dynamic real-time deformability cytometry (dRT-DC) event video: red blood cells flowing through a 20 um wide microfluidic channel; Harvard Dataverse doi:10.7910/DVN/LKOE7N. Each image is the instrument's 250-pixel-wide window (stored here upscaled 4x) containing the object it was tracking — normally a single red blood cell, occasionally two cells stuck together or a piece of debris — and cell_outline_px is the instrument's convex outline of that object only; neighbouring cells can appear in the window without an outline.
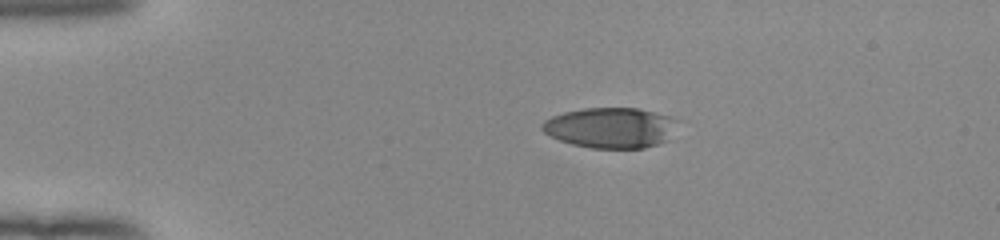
{"species": "human", "species_latin": "Homo sapiens", "temperature_condition": "room temperature", "stored_images_in_passage": 42, "camera_frame_rate_fps": 3000, "um_per_image_px": 0.085, "donor": {"sex": "female"}, "frame": {"image": 1, "passage_image": 1, "time_ms": 0.0, "image_size_px": [1000, 240], "cell_outline_px": [[676, 120], [668, 140], [644, 148], [592, 148], [572, 144], [548, 136], [540, 128], [540, 124], [544, 120], [552, 116], [564, 112], [584, 108], [636, 108], [656, 112], [668, 116]], "centroid_in_image_um": [51.83, 10.85], "position_along_channel_um": 33.2, "area_um2": 31.79}}
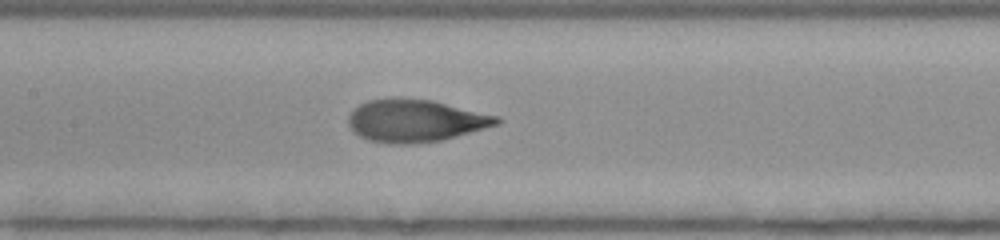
{"frame": {"image": 2, "passage_image": 16, "time_ms": 5.0, "image_size_px": [1000, 240], "cell_outline_px": [[504, 120], [500, 124], [440, 140], [412, 144], [388, 144], [368, 140], [352, 132], [348, 124], [348, 116], [352, 108], [368, 100], [396, 96], [432, 100], [500, 116]], "centroid_in_image_um": [35.28, 10.24], "position_along_channel_um": 172.1, "area_um2": 37.34}}
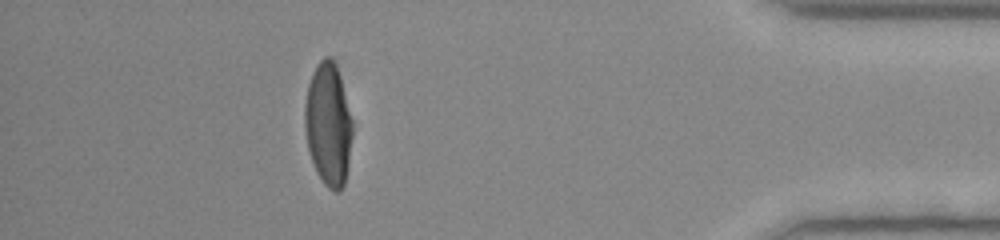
{"frame": {"image": 3, "passage_image": 37, "time_ms": 12.0, "image_size_px": [1000, 240], "cell_outline_px": [[352, 136], [344, 184], [340, 192], [336, 192], [328, 188], [324, 184], [316, 172], [308, 148], [304, 128], [304, 104], [308, 84], [312, 72], [316, 64], [324, 56], [328, 56], [332, 60], [340, 76], [352, 120]], "centroid_in_image_um": [27.88, 10.57], "position_along_channel_um": 407.3, "area_um2": 33.99}, "authors_computed_cell_mechanics": {"area_um2": 36.2406, "velocity_mm_per_s": 3.9788, "shape_relaxation_time_tau1_ms": 4.0821, "shape_relaxation_time_tau2_ms": 0.8697, "deformation_change_tau1": 0.2291, "deformation_change_tau2": 0.066}}